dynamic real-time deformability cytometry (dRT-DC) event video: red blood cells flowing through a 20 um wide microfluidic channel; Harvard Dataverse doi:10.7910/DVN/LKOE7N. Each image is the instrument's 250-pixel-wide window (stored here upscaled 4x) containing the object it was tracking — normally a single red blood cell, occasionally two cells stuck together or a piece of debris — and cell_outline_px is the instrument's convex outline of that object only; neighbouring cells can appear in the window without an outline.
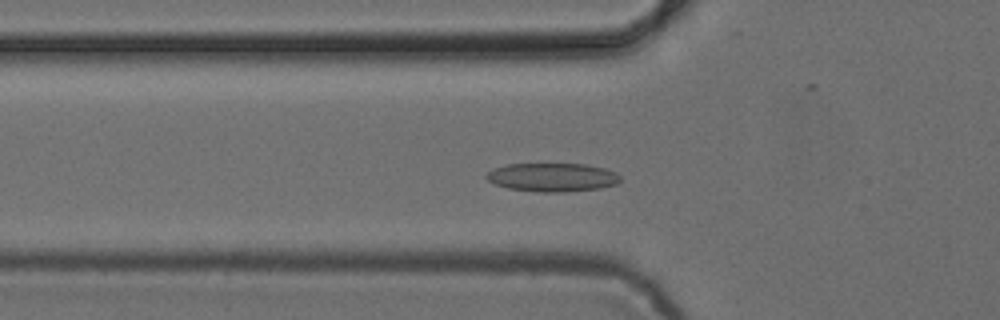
{"species": "common noctule bat (a hibernating species)", "species_latin": "Nyctalus noctula", "temperature_condition": "cold", "stored_images_in_passage": 51, "camera_frame_rate_fps": 3000, "um_per_image_px": 0.085, "animal": {"sex": "female", "body_mass_g": 24.6, "forearm_length_mm": 56.2}, "frame": {"image": 1, "passage_image": 16, "time_ms": 5.0, "image_size_px": [1000, 320], "cell_outline_px": [[620, 180], [616, 184], [600, 188], [564, 192], [536, 192], [508, 188], [496, 184], [488, 180], [484, 176], [492, 168], [508, 164], [588, 164], [604, 168], [616, 172], [620, 176]], "centroid_in_image_um": [46.95, 15.07], "position_along_channel_um": 78.9, "area_um2": 22.37}}
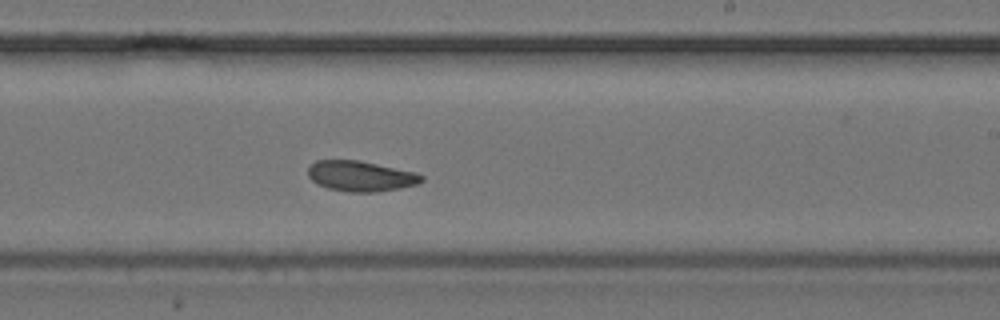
{"frame": {"image": 2, "passage_image": 30, "time_ms": 9.667, "image_size_px": [1000, 320], "cell_outline_px": [[424, 180], [416, 184], [400, 188], [376, 192], [348, 192], [328, 188], [316, 184], [308, 176], [308, 168], [316, 160], [356, 160], [416, 172], [424, 176]], "centroid_in_image_um": [30.65, 14.97], "position_along_channel_um": 258.4, "area_um2": 20.06}}
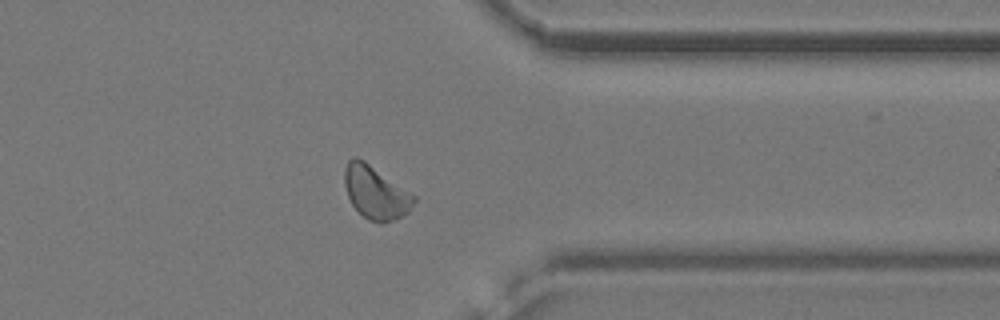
{"frame": {"image": 3, "passage_image": 40, "time_ms": 13.0, "image_size_px": [1000, 320], "cell_outline_px": [[416, 200], [408, 212], [384, 224], [380, 224], [368, 220], [352, 204], [348, 196], [344, 184], [344, 168], [348, 160], [356, 156], [364, 160], [416, 196]], "centroid_in_image_um": [31.92, 16.36], "position_along_channel_um": 379.5, "area_um2": 21.33}, "authors_computed_cell_mechanics": {"area_um2": 20.8658, "velocity_mm_per_s": 3.8328, "shape_relaxation_time_tau1_ms": null, "shape_relaxation_time_tau2_ms": 2.6777, "deformation_change_tau1": null, "deformation_change_tau2": 0.0802}}